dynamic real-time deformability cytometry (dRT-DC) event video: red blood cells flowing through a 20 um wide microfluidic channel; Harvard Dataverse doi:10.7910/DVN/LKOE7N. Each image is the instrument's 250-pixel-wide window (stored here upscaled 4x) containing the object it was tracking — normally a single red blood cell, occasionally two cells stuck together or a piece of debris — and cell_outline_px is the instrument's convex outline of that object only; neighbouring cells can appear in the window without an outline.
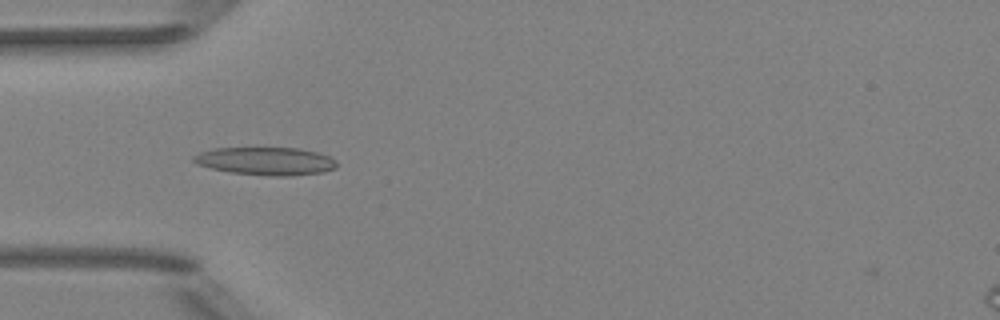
{"species": "Egyptian fruit bat (a non-hibernating species)", "species_latin": "Rousettus aegyptiacus", "temperature_condition": "room temperature", "stored_images_in_passage": 36, "camera_frame_rate_fps": 3000, "um_per_image_px": 0.085, "animal": {"sex": "female"}, "frame": {"image": 1, "passage_image": 5, "time_ms": 1.333, "image_size_px": [1000, 320], "cell_outline_px": [[336, 168], [324, 172], [288, 176], [272, 176], [232, 172], [212, 168], [196, 164], [192, 160], [192, 156], [200, 152], [212, 148], [296, 148], [316, 152], [328, 156], [336, 160]], "centroid_in_image_um": [22.58, 13.69], "position_along_channel_um": 62.4, "area_um2": 23.18}}
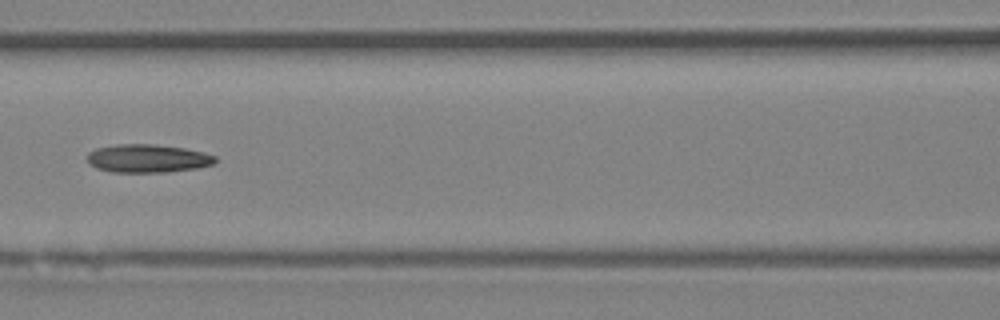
{"frame": {"image": 2, "passage_image": 12, "time_ms": 3.667, "image_size_px": [1000, 320], "cell_outline_px": [[216, 160], [212, 164], [196, 168], [168, 172], [112, 172], [96, 168], [88, 164], [88, 152], [96, 148], [116, 144], [152, 144], [184, 148], [204, 152], [216, 156]], "centroid_in_image_um": [12.52, 13.46], "position_along_channel_um": 154.1, "area_um2": 21.1}}
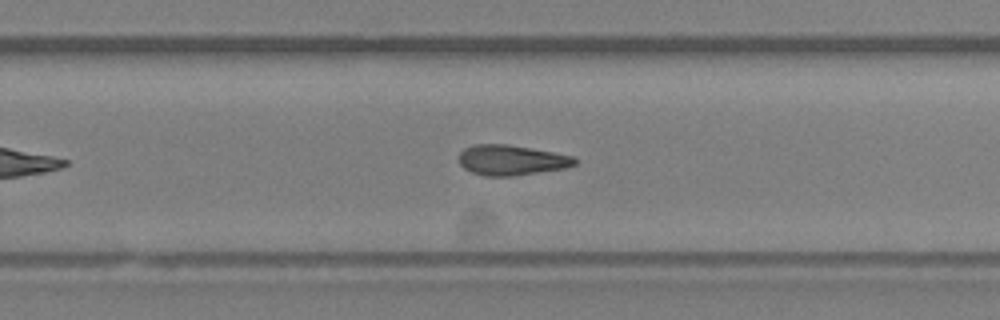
{"frame": {"image": 3, "passage_image": 22, "time_ms": 7.0, "image_size_px": [1000, 320], "cell_outline_px": [[576, 164], [564, 168], [512, 176], [484, 176], [472, 172], [464, 168], [460, 164], [460, 152], [464, 148], [472, 144], [508, 144], [552, 152], [572, 156], [576, 160]], "centroid_in_image_um": [43.43, 13.6], "position_along_channel_um": 286.4, "area_um2": 20.23}}